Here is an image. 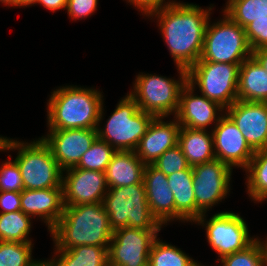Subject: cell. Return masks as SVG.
I'll return each mask as SVG.
<instances>
[{"label": "cell", "mask_w": 267, "mask_h": 266, "mask_svg": "<svg viewBox=\"0 0 267 266\" xmlns=\"http://www.w3.org/2000/svg\"><path fill=\"white\" fill-rule=\"evenodd\" d=\"M143 183L151 213L158 222L163 225L175 219V200L167 176L153 165H146Z\"/></svg>", "instance_id": "obj_19"}, {"label": "cell", "mask_w": 267, "mask_h": 266, "mask_svg": "<svg viewBox=\"0 0 267 266\" xmlns=\"http://www.w3.org/2000/svg\"><path fill=\"white\" fill-rule=\"evenodd\" d=\"M223 11L234 22L246 28L255 19L267 17V0H228Z\"/></svg>", "instance_id": "obj_27"}, {"label": "cell", "mask_w": 267, "mask_h": 266, "mask_svg": "<svg viewBox=\"0 0 267 266\" xmlns=\"http://www.w3.org/2000/svg\"><path fill=\"white\" fill-rule=\"evenodd\" d=\"M196 219L225 198L232 168L218 159L192 167Z\"/></svg>", "instance_id": "obj_11"}, {"label": "cell", "mask_w": 267, "mask_h": 266, "mask_svg": "<svg viewBox=\"0 0 267 266\" xmlns=\"http://www.w3.org/2000/svg\"><path fill=\"white\" fill-rule=\"evenodd\" d=\"M165 117H154L146 134L141 138L136 155L145 165H152L166 150L178 145L181 129L178 120L165 122Z\"/></svg>", "instance_id": "obj_18"}, {"label": "cell", "mask_w": 267, "mask_h": 266, "mask_svg": "<svg viewBox=\"0 0 267 266\" xmlns=\"http://www.w3.org/2000/svg\"><path fill=\"white\" fill-rule=\"evenodd\" d=\"M222 266H267V253L264 241L258 238L244 250L224 256Z\"/></svg>", "instance_id": "obj_30"}, {"label": "cell", "mask_w": 267, "mask_h": 266, "mask_svg": "<svg viewBox=\"0 0 267 266\" xmlns=\"http://www.w3.org/2000/svg\"><path fill=\"white\" fill-rule=\"evenodd\" d=\"M178 145L190 167L216 159L213 135L207 133L206 129L181 127Z\"/></svg>", "instance_id": "obj_24"}, {"label": "cell", "mask_w": 267, "mask_h": 266, "mask_svg": "<svg viewBox=\"0 0 267 266\" xmlns=\"http://www.w3.org/2000/svg\"><path fill=\"white\" fill-rule=\"evenodd\" d=\"M115 153L112 146L97 138L82 155L76 168L105 172Z\"/></svg>", "instance_id": "obj_32"}, {"label": "cell", "mask_w": 267, "mask_h": 266, "mask_svg": "<svg viewBox=\"0 0 267 266\" xmlns=\"http://www.w3.org/2000/svg\"><path fill=\"white\" fill-rule=\"evenodd\" d=\"M154 117L151 113L140 110L128 94L117 104L105 129L99 126L96 128L98 139L105 141L116 151H135Z\"/></svg>", "instance_id": "obj_6"}, {"label": "cell", "mask_w": 267, "mask_h": 266, "mask_svg": "<svg viewBox=\"0 0 267 266\" xmlns=\"http://www.w3.org/2000/svg\"><path fill=\"white\" fill-rule=\"evenodd\" d=\"M159 231L128 226L113 231L108 266H148L150 249Z\"/></svg>", "instance_id": "obj_12"}, {"label": "cell", "mask_w": 267, "mask_h": 266, "mask_svg": "<svg viewBox=\"0 0 267 266\" xmlns=\"http://www.w3.org/2000/svg\"><path fill=\"white\" fill-rule=\"evenodd\" d=\"M37 2V0H17V6H28V5H33Z\"/></svg>", "instance_id": "obj_41"}, {"label": "cell", "mask_w": 267, "mask_h": 266, "mask_svg": "<svg viewBox=\"0 0 267 266\" xmlns=\"http://www.w3.org/2000/svg\"><path fill=\"white\" fill-rule=\"evenodd\" d=\"M245 33L251 51L267 47V17L255 19L245 28Z\"/></svg>", "instance_id": "obj_35"}, {"label": "cell", "mask_w": 267, "mask_h": 266, "mask_svg": "<svg viewBox=\"0 0 267 266\" xmlns=\"http://www.w3.org/2000/svg\"><path fill=\"white\" fill-rule=\"evenodd\" d=\"M177 68L180 73L178 81L158 75H137L134 91L129 95L136 101L140 110L155 117H167L177 113L180 91L187 83V70Z\"/></svg>", "instance_id": "obj_8"}, {"label": "cell", "mask_w": 267, "mask_h": 266, "mask_svg": "<svg viewBox=\"0 0 267 266\" xmlns=\"http://www.w3.org/2000/svg\"><path fill=\"white\" fill-rule=\"evenodd\" d=\"M0 2L5 3V5L17 6V0H0Z\"/></svg>", "instance_id": "obj_42"}, {"label": "cell", "mask_w": 267, "mask_h": 266, "mask_svg": "<svg viewBox=\"0 0 267 266\" xmlns=\"http://www.w3.org/2000/svg\"><path fill=\"white\" fill-rule=\"evenodd\" d=\"M195 87L188 82L182 87L179 95V106L175 117L181 127L191 129H206L212 122L216 123L222 116L218 112L224 109L215 101L209 100L204 95L195 96ZM217 118V119H216Z\"/></svg>", "instance_id": "obj_17"}, {"label": "cell", "mask_w": 267, "mask_h": 266, "mask_svg": "<svg viewBox=\"0 0 267 266\" xmlns=\"http://www.w3.org/2000/svg\"><path fill=\"white\" fill-rule=\"evenodd\" d=\"M1 150H19L15 161L20 170L24 189L38 190L62 186L63 170L42 138L31 143L0 139Z\"/></svg>", "instance_id": "obj_4"}, {"label": "cell", "mask_w": 267, "mask_h": 266, "mask_svg": "<svg viewBox=\"0 0 267 266\" xmlns=\"http://www.w3.org/2000/svg\"><path fill=\"white\" fill-rule=\"evenodd\" d=\"M58 259L49 260L50 266H108V249L99 246H77L56 249Z\"/></svg>", "instance_id": "obj_25"}, {"label": "cell", "mask_w": 267, "mask_h": 266, "mask_svg": "<svg viewBox=\"0 0 267 266\" xmlns=\"http://www.w3.org/2000/svg\"><path fill=\"white\" fill-rule=\"evenodd\" d=\"M64 209L63 187L24 189L21 192V211L28 216L44 219L50 231L62 216Z\"/></svg>", "instance_id": "obj_20"}, {"label": "cell", "mask_w": 267, "mask_h": 266, "mask_svg": "<svg viewBox=\"0 0 267 266\" xmlns=\"http://www.w3.org/2000/svg\"><path fill=\"white\" fill-rule=\"evenodd\" d=\"M35 266H50L49 261H40L37 265Z\"/></svg>", "instance_id": "obj_43"}, {"label": "cell", "mask_w": 267, "mask_h": 266, "mask_svg": "<svg viewBox=\"0 0 267 266\" xmlns=\"http://www.w3.org/2000/svg\"><path fill=\"white\" fill-rule=\"evenodd\" d=\"M68 0H37L36 3H40L45 8L55 12L59 9H66Z\"/></svg>", "instance_id": "obj_39"}, {"label": "cell", "mask_w": 267, "mask_h": 266, "mask_svg": "<svg viewBox=\"0 0 267 266\" xmlns=\"http://www.w3.org/2000/svg\"><path fill=\"white\" fill-rule=\"evenodd\" d=\"M0 168V191L22 192L23 179L16 161H6Z\"/></svg>", "instance_id": "obj_34"}, {"label": "cell", "mask_w": 267, "mask_h": 266, "mask_svg": "<svg viewBox=\"0 0 267 266\" xmlns=\"http://www.w3.org/2000/svg\"><path fill=\"white\" fill-rule=\"evenodd\" d=\"M0 213L15 212L21 210V193L13 191H0Z\"/></svg>", "instance_id": "obj_37"}, {"label": "cell", "mask_w": 267, "mask_h": 266, "mask_svg": "<svg viewBox=\"0 0 267 266\" xmlns=\"http://www.w3.org/2000/svg\"><path fill=\"white\" fill-rule=\"evenodd\" d=\"M47 105L49 130L96 129L103 117L102 94L91 88L56 89Z\"/></svg>", "instance_id": "obj_3"}, {"label": "cell", "mask_w": 267, "mask_h": 266, "mask_svg": "<svg viewBox=\"0 0 267 266\" xmlns=\"http://www.w3.org/2000/svg\"><path fill=\"white\" fill-rule=\"evenodd\" d=\"M224 19L205 30L203 49L197 62L242 64L252 56L245 28L224 13Z\"/></svg>", "instance_id": "obj_7"}, {"label": "cell", "mask_w": 267, "mask_h": 266, "mask_svg": "<svg viewBox=\"0 0 267 266\" xmlns=\"http://www.w3.org/2000/svg\"><path fill=\"white\" fill-rule=\"evenodd\" d=\"M97 4L98 0H68L66 9L69 17L81 19L95 12Z\"/></svg>", "instance_id": "obj_36"}, {"label": "cell", "mask_w": 267, "mask_h": 266, "mask_svg": "<svg viewBox=\"0 0 267 266\" xmlns=\"http://www.w3.org/2000/svg\"><path fill=\"white\" fill-rule=\"evenodd\" d=\"M63 176L64 206L103 202L107 193L105 172L72 167Z\"/></svg>", "instance_id": "obj_13"}, {"label": "cell", "mask_w": 267, "mask_h": 266, "mask_svg": "<svg viewBox=\"0 0 267 266\" xmlns=\"http://www.w3.org/2000/svg\"><path fill=\"white\" fill-rule=\"evenodd\" d=\"M50 134L41 137L49 146L54 159L65 171L76 167L82 155L90 149L98 138L97 129L49 130Z\"/></svg>", "instance_id": "obj_15"}, {"label": "cell", "mask_w": 267, "mask_h": 266, "mask_svg": "<svg viewBox=\"0 0 267 266\" xmlns=\"http://www.w3.org/2000/svg\"><path fill=\"white\" fill-rule=\"evenodd\" d=\"M205 213L194 222L206 226L207 240L222 259L224 256L244 250L256 239L249 237L245 220L233 212H220L205 222ZM207 223V224H204Z\"/></svg>", "instance_id": "obj_10"}, {"label": "cell", "mask_w": 267, "mask_h": 266, "mask_svg": "<svg viewBox=\"0 0 267 266\" xmlns=\"http://www.w3.org/2000/svg\"><path fill=\"white\" fill-rule=\"evenodd\" d=\"M175 200V219L196 220V204L192 167L167 176Z\"/></svg>", "instance_id": "obj_23"}, {"label": "cell", "mask_w": 267, "mask_h": 266, "mask_svg": "<svg viewBox=\"0 0 267 266\" xmlns=\"http://www.w3.org/2000/svg\"><path fill=\"white\" fill-rule=\"evenodd\" d=\"M221 115L212 130L215 157L230 168L238 166L246 169L255 151L232 119L226 113Z\"/></svg>", "instance_id": "obj_14"}, {"label": "cell", "mask_w": 267, "mask_h": 266, "mask_svg": "<svg viewBox=\"0 0 267 266\" xmlns=\"http://www.w3.org/2000/svg\"><path fill=\"white\" fill-rule=\"evenodd\" d=\"M241 64L196 62L187 71V82L198 85L201 95L225 109L237 101L238 73Z\"/></svg>", "instance_id": "obj_9"}, {"label": "cell", "mask_w": 267, "mask_h": 266, "mask_svg": "<svg viewBox=\"0 0 267 266\" xmlns=\"http://www.w3.org/2000/svg\"><path fill=\"white\" fill-rule=\"evenodd\" d=\"M145 166L135 151H116L105 171L108 188L142 183Z\"/></svg>", "instance_id": "obj_21"}, {"label": "cell", "mask_w": 267, "mask_h": 266, "mask_svg": "<svg viewBox=\"0 0 267 266\" xmlns=\"http://www.w3.org/2000/svg\"><path fill=\"white\" fill-rule=\"evenodd\" d=\"M152 165L166 176L190 167L179 145L166 150Z\"/></svg>", "instance_id": "obj_33"}, {"label": "cell", "mask_w": 267, "mask_h": 266, "mask_svg": "<svg viewBox=\"0 0 267 266\" xmlns=\"http://www.w3.org/2000/svg\"><path fill=\"white\" fill-rule=\"evenodd\" d=\"M32 219L21 210L0 213V241L32 243L27 235L30 232Z\"/></svg>", "instance_id": "obj_28"}, {"label": "cell", "mask_w": 267, "mask_h": 266, "mask_svg": "<svg viewBox=\"0 0 267 266\" xmlns=\"http://www.w3.org/2000/svg\"><path fill=\"white\" fill-rule=\"evenodd\" d=\"M247 188L249 197L257 202L267 199V149L255 151L248 167Z\"/></svg>", "instance_id": "obj_26"}, {"label": "cell", "mask_w": 267, "mask_h": 266, "mask_svg": "<svg viewBox=\"0 0 267 266\" xmlns=\"http://www.w3.org/2000/svg\"><path fill=\"white\" fill-rule=\"evenodd\" d=\"M252 56L264 68L267 73V47H262L252 51Z\"/></svg>", "instance_id": "obj_40"}, {"label": "cell", "mask_w": 267, "mask_h": 266, "mask_svg": "<svg viewBox=\"0 0 267 266\" xmlns=\"http://www.w3.org/2000/svg\"><path fill=\"white\" fill-rule=\"evenodd\" d=\"M113 231L132 227L161 230V224L151 213L144 183L108 188L103 200Z\"/></svg>", "instance_id": "obj_5"}, {"label": "cell", "mask_w": 267, "mask_h": 266, "mask_svg": "<svg viewBox=\"0 0 267 266\" xmlns=\"http://www.w3.org/2000/svg\"><path fill=\"white\" fill-rule=\"evenodd\" d=\"M265 247H266V253H267V241L264 242Z\"/></svg>", "instance_id": "obj_44"}, {"label": "cell", "mask_w": 267, "mask_h": 266, "mask_svg": "<svg viewBox=\"0 0 267 266\" xmlns=\"http://www.w3.org/2000/svg\"><path fill=\"white\" fill-rule=\"evenodd\" d=\"M165 0H128L135 7L140 9L142 13L149 16L152 12L159 10L167 5L173 4L175 1H169L166 4L163 3Z\"/></svg>", "instance_id": "obj_38"}, {"label": "cell", "mask_w": 267, "mask_h": 266, "mask_svg": "<svg viewBox=\"0 0 267 266\" xmlns=\"http://www.w3.org/2000/svg\"><path fill=\"white\" fill-rule=\"evenodd\" d=\"M32 243L0 241V266H35Z\"/></svg>", "instance_id": "obj_31"}, {"label": "cell", "mask_w": 267, "mask_h": 266, "mask_svg": "<svg viewBox=\"0 0 267 266\" xmlns=\"http://www.w3.org/2000/svg\"><path fill=\"white\" fill-rule=\"evenodd\" d=\"M237 100L267 102V73L253 56L239 66Z\"/></svg>", "instance_id": "obj_22"}, {"label": "cell", "mask_w": 267, "mask_h": 266, "mask_svg": "<svg viewBox=\"0 0 267 266\" xmlns=\"http://www.w3.org/2000/svg\"><path fill=\"white\" fill-rule=\"evenodd\" d=\"M211 9L174 2L149 15L159 18L160 30L177 67L188 71L200 59Z\"/></svg>", "instance_id": "obj_1"}, {"label": "cell", "mask_w": 267, "mask_h": 266, "mask_svg": "<svg viewBox=\"0 0 267 266\" xmlns=\"http://www.w3.org/2000/svg\"><path fill=\"white\" fill-rule=\"evenodd\" d=\"M155 239L149 254L148 266H198L195 260L191 259L182 250Z\"/></svg>", "instance_id": "obj_29"}, {"label": "cell", "mask_w": 267, "mask_h": 266, "mask_svg": "<svg viewBox=\"0 0 267 266\" xmlns=\"http://www.w3.org/2000/svg\"><path fill=\"white\" fill-rule=\"evenodd\" d=\"M55 249L77 246L109 248L113 230L103 202L64 206L59 221L50 230Z\"/></svg>", "instance_id": "obj_2"}, {"label": "cell", "mask_w": 267, "mask_h": 266, "mask_svg": "<svg viewBox=\"0 0 267 266\" xmlns=\"http://www.w3.org/2000/svg\"><path fill=\"white\" fill-rule=\"evenodd\" d=\"M225 111L254 151L267 149V102L237 100Z\"/></svg>", "instance_id": "obj_16"}]
</instances>
